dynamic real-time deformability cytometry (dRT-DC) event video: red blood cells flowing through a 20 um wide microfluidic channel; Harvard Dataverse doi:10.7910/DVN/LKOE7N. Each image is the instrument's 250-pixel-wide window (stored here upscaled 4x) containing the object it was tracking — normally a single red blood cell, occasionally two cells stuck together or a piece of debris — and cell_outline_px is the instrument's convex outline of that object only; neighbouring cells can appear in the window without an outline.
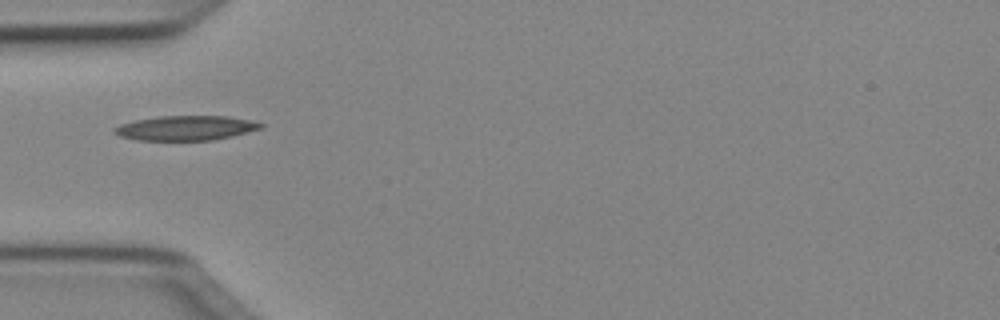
{"species": "Egyptian fruit bat (a non-hibernating species)", "species_latin": "Rousettus aegyptiacus", "temperature_condition": "cold", "stored_images_in_passage": 35, "camera_frame_rate_fps": 3000, "um_per_image_px": 0.085, "animal": {"sex": "female"}, "frame": {"image": 1, "passage_image": 1, "time_ms": 0.0, "image_size_px": [1000, 320], "cell_outline_px": [[264, 128], [232, 136], [212, 140], [136, 140], [120, 136], [112, 132], [112, 128], [120, 124], [136, 120], [160, 116], [224, 116], [248, 120], [264, 124]], "centroid_in_image_um": [15.76, 10.88], "position_along_channel_um": 69.2, "area_um2": 20.98}}
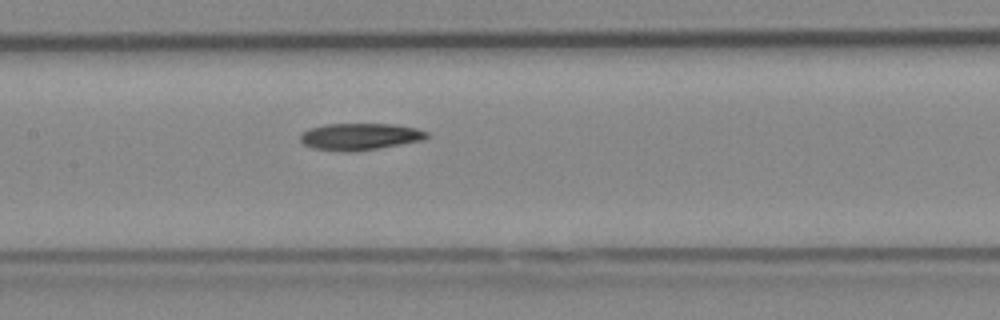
{"frame": {"image": 2, "passage_image": 9, "time_ms": 2.667, "image_size_px": [1000, 320], "cell_outline_px": [[428, 136], [424, 140], [380, 148], [352, 152], [344, 152], [312, 148], [304, 144], [300, 140], [300, 136], [308, 128], [324, 124], [392, 124], [416, 128], [428, 132]], "centroid_in_image_um": [30.58, 11.61], "position_along_channel_um": 176.8, "area_um2": 19.88}}
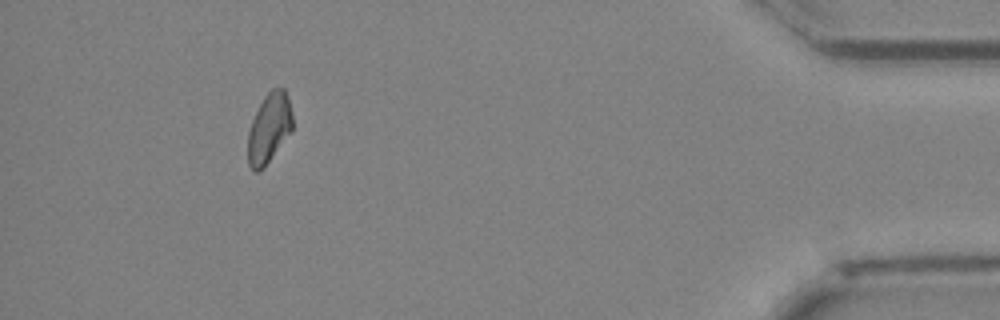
{"frame": {"image": 3, "passage_image": 31, "time_ms": 10.0, "image_size_px": [1000, 320], "cell_outline_px": [[292, 132], [264, 168], [260, 172], [252, 172], [248, 164], [248, 132], [252, 120], [264, 96], [272, 88], [284, 88], [288, 96], [292, 116]], "centroid_in_image_um": [22.87, 10.93], "position_along_channel_um": 412.3, "area_um2": 18.38}}